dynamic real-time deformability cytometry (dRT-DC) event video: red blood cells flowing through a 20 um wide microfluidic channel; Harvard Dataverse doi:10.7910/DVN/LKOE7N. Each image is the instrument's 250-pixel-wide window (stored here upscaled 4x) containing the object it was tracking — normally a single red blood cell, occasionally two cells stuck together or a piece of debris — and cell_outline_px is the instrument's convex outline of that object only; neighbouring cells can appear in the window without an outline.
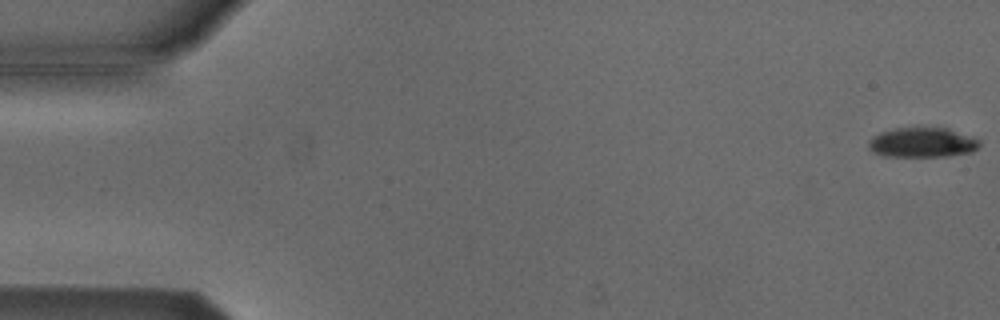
{"species": "Egyptian fruit bat (a non-hibernating species)", "species_latin": "Rousettus aegyptiacus", "temperature_condition": "cold", "stored_images_in_passage": 17, "camera_frame_rate_fps": 3000, "um_per_image_px": 0.085, "animal": {"sex": "male"}, "frame": {"image": 1, "passage_image": 1, "time_ms": 0.0, "image_size_px": [1000, 320], "cell_outline_px": [[980, 144], [972, 152], [948, 156], [884, 156], [872, 152], [868, 148], [868, 140], [872, 136], [880, 132], [896, 128], [948, 128], [980, 140]], "centroid_in_image_um": [78.35, 12.12], "position_along_channel_um": 6.6, "area_um2": 19.25}}
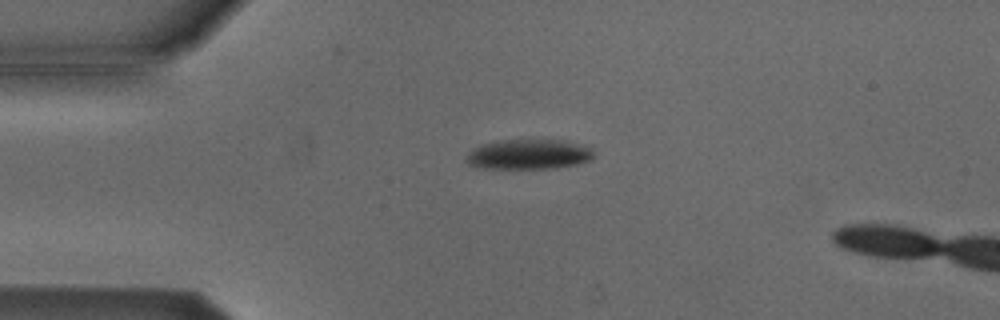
{"frame": {"image": 2, "passage_image": 13, "time_ms": 4.0, "image_size_px": [1000, 320], "cell_outline_px": [[592, 160], [576, 164], [556, 168], [484, 168], [468, 164], [464, 160], [468, 152], [484, 144], [504, 140], [564, 140], [592, 148]], "centroid_in_image_um": [44.94, 13.12], "position_along_channel_um": 40.1, "area_um2": 22.02}}